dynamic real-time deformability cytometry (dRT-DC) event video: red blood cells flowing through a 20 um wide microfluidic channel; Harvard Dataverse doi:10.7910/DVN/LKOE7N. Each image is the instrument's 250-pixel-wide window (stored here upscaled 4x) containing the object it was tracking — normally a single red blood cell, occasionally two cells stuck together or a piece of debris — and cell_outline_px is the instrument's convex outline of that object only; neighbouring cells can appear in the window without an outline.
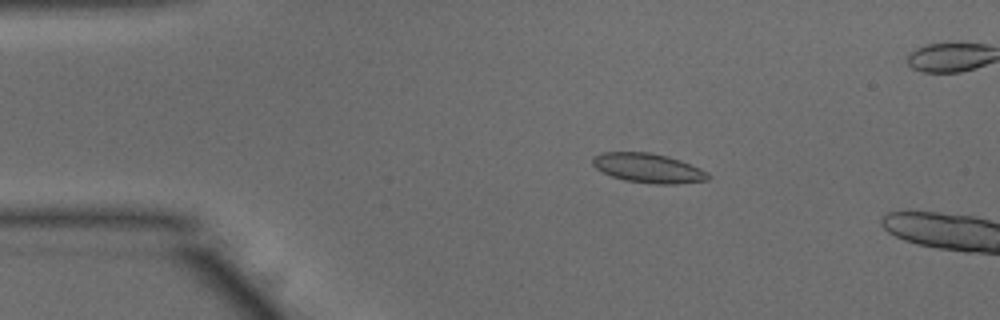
{"species": "common noctule bat (a hibernating species)", "species_latin": "Nyctalus noctula", "temperature_condition": "warm", "stored_images_in_passage": 13, "camera_frame_rate_fps": 3000, "um_per_image_px": 0.085, "animal": {"sex": "male", "body_mass_g": 15.6}, "frame": {"image": 1, "passage_image": 10, "time_ms": 3.0, "image_size_px": [1000, 320], "cell_outline_px": [[712, 176], [708, 180], [676, 184], [660, 184], [624, 180], [612, 176], [596, 168], [592, 164], [592, 156], [604, 152], [648, 152], [668, 156], [680, 160], [700, 168], [708, 172]], "centroid_in_image_um": [55.12, 14.28], "position_along_channel_um": 29.9, "area_um2": 19.77}}